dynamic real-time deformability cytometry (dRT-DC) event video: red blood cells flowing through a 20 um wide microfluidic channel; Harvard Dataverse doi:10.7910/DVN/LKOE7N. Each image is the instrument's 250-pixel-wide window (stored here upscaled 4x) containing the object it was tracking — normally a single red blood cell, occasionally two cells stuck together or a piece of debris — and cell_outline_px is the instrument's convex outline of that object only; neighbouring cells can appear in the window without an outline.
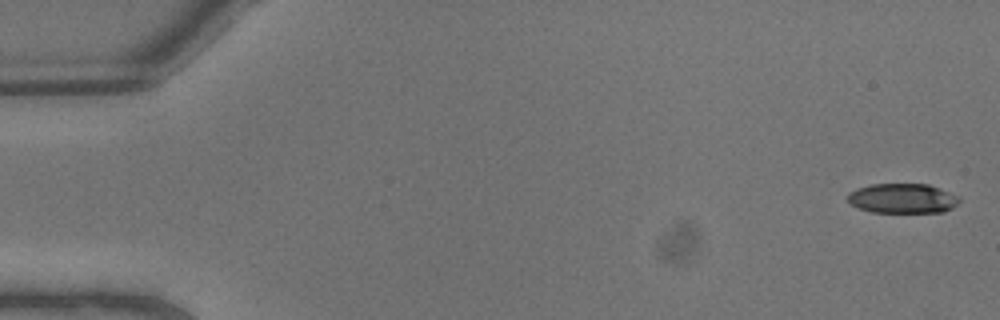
{"species": "common noctule bat (a hibernating species)", "species_latin": "Nyctalus noctula", "temperature_condition": "warm", "stored_images_in_passage": 8, "camera_frame_rate_fps": 3000, "um_per_image_px": 0.085, "animal": {"sex": "male", "body_mass_g": 13.3}, "frame": {"image": 1, "passage_image": 1, "time_ms": 0.0, "image_size_px": [1000, 320], "cell_outline_px": [[960, 200], [952, 208], [944, 212], [872, 212], [860, 208], [852, 204], [848, 200], [848, 192], [856, 188], [872, 184], [928, 184], [960, 196]], "centroid_in_image_um": [76.73, 16.86], "position_along_channel_um": 8.3, "area_um2": 19.31}}
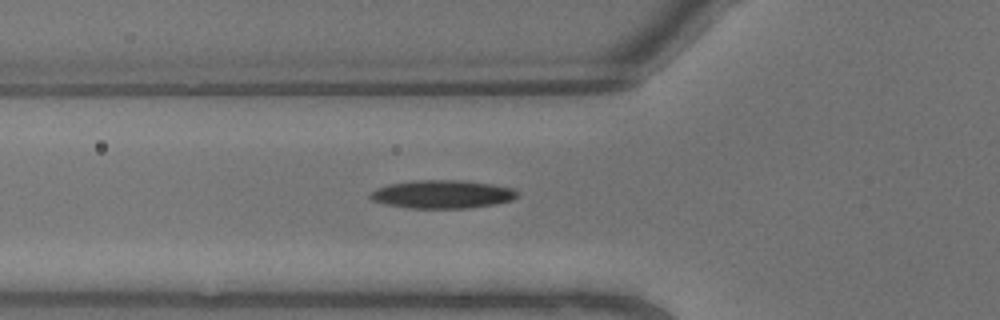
{"frame": {"image": 2, "passage_image": 8, "time_ms": 2.333, "image_size_px": [1000, 320], "cell_outline_px": [[520, 192], [512, 200], [496, 204], [472, 208], [412, 208], [384, 204], [372, 200], [368, 196], [376, 188], [388, 184], [412, 180], [464, 180], [492, 184], [512, 188]], "centroid_in_image_um": [37.6, 16.51], "position_along_channel_um": 88.2, "area_um2": 24.39}}